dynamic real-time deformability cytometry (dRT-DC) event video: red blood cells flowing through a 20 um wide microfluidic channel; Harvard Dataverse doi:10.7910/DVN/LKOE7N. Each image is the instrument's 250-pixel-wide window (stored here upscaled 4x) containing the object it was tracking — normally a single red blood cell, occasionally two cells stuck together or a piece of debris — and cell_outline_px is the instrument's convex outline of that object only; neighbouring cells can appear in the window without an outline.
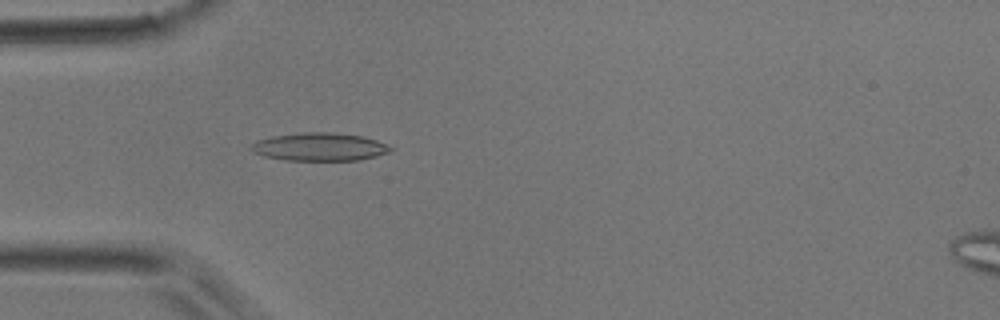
{"species": "common noctule bat (a hibernating species)", "species_latin": "Nyctalus noctula", "temperature_condition": "room temperature", "stored_images_in_passage": 18, "camera_frame_rate_fps": 3000, "um_per_image_px": 0.085, "animal": {"sex": "male", "body_mass_g": 17.9}, "frame": {"image": 1, "passage_image": 11, "time_ms": 3.333, "image_size_px": [1000, 320], "cell_outline_px": [[392, 148], [388, 152], [376, 156], [360, 160], [284, 160], [264, 156], [252, 152], [248, 148], [256, 140], [272, 136], [304, 132], [332, 132], [364, 136], [376, 140]], "centroid_in_image_um": [27.11, 12.48], "position_along_channel_um": 57.9, "area_um2": 22.77}}
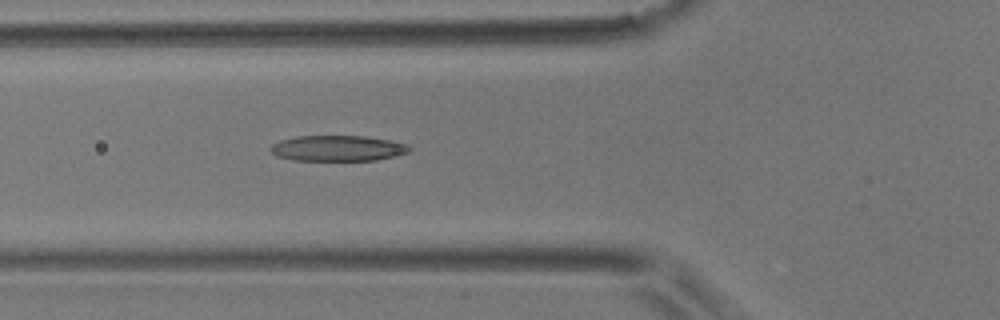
{"frame": {"image": 2, "passage_image": 14, "time_ms": 4.333, "image_size_px": [1000, 320], "cell_outline_px": [[412, 148], [408, 152], [376, 160], [292, 160], [276, 156], [268, 148], [272, 144], [280, 140], [296, 136], [364, 136], [392, 140], [404, 144]], "centroid_in_image_um": [28.65, 12.6], "position_along_channel_um": 97.1, "area_um2": 20.69}}
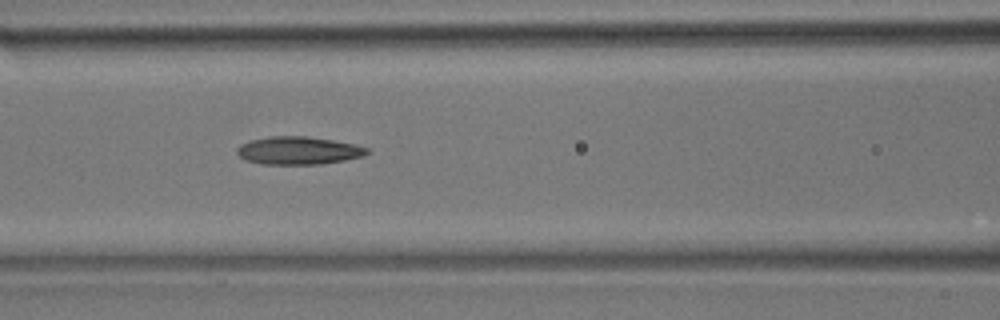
{"frame": {"image": 3, "passage_image": 17, "time_ms": 5.333, "image_size_px": [1000, 320], "cell_outline_px": [[368, 152], [364, 156], [344, 160], [320, 164], [260, 164], [248, 160], [240, 156], [236, 152], [236, 148], [240, 144], [248, 140], [268, 136], [308, 136], [356, 144], [368, 148]], "centroid_in_image_um": [25.34, 12.78], "position_along_channel_um": 141.3, "area_um2": 21.21}}